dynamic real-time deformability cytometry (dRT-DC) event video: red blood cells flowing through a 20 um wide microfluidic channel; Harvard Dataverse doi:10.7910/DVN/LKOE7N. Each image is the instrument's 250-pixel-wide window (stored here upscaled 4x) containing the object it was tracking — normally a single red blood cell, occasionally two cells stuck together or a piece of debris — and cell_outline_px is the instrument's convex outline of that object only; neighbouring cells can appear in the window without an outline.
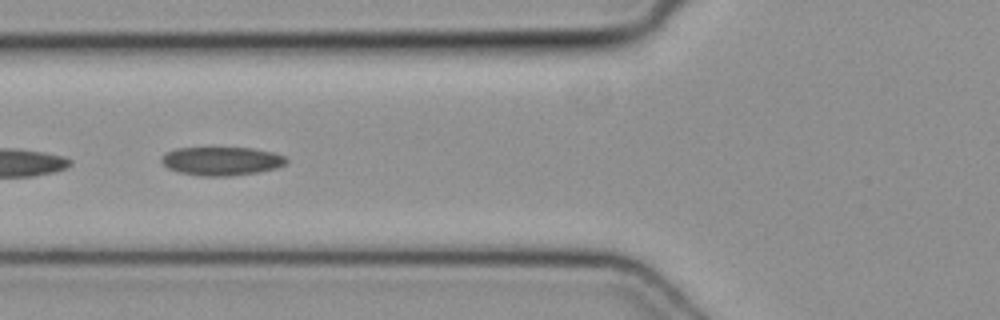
{"species": "common noctule bat (a hibernating species)", "species_latin": "Nyctalus noctula", "temperature_condition": "cold", "stored_images_in_passage": 34, "camera_frame_rate_fps": 3000, "um_per_image_px": 0.085, "animal": {"sex": "female", "body_mass_g": 19.3, "forearm_length_mm": 54.1}, "frame": {"image": 1, "passage_image": 6, "time_ms": 1.667, "image_size_px": [1000, 320], "cell_outline_px": [[288, 164], [276, 168], [256, 172], [232, 176], [200, 176], [180, 172], [168, 168], [160, 160], [164, 152], [176, 148], [252, 148], [272, 152], [284, 156], [288, 160]], "centroid_in_image_um": [18.83, 13.69], "position_along_channel_um": 107.0, "area_um2": 20.81}}